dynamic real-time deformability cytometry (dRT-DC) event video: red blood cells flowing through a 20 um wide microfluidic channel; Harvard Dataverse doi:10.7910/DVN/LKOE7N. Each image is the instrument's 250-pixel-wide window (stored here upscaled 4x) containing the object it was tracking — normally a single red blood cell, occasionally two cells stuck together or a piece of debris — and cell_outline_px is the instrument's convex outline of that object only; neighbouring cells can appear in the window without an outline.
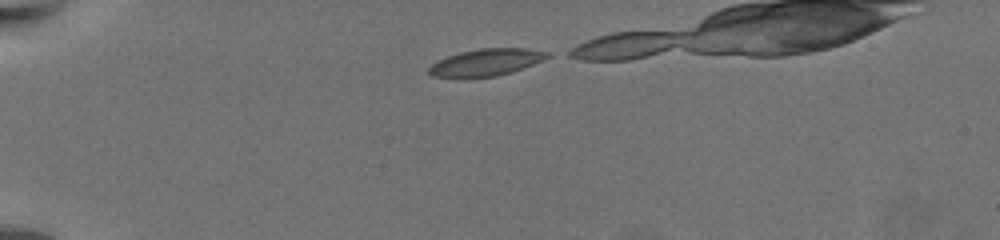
{"species": "common noctule bat (a hibernating species)", "species_latin": "Nyctalus noctula", "temperature_condition": "warm", "stored_images_in_passage": 38, "camera_frame_rate_fps": 3000, "um_per_image_px": 0.085, "animal": {"sex": "female", "body_mass_g": 19.5, "forearm_length_mm": 54.1}, "frame": {"image": 1, "passage_image": 1, "time_ms": 0.0, "image_size_px": [1000, 240], "cell_outline_px": [[552, 56], [544, 60], [512, 72], [496, 76], [432, 76], [428, 72], [428, 68], [432, 64], [448, 56], [460, 52], [480, 48], [524, 48], [548, 52]], "centroid_in_image_um": [41.39, 5.27], "position_along_channel_um": 43.6, "area_um2": 18.21}}
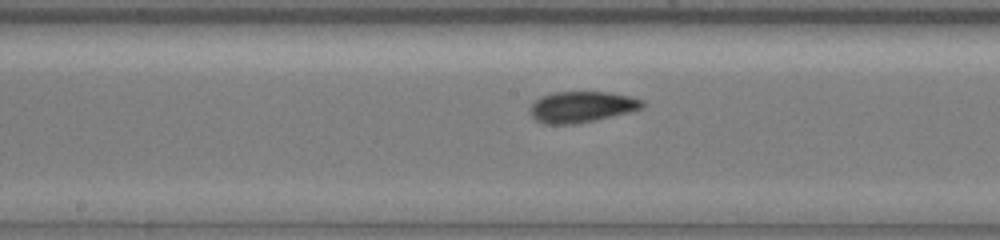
{"frame": {"image": 2, "passage_image": 19, "time_ms": 6.0, "image_size_px": [1000, 240], "cell_outline_px": [[644, 104], [640, 108], [628, 112], [576, 124], [544, 124], [536, 120], [532, 116], [532, 104], [540, 96], [552, 92], [608, 92], [632, 96], [644, 100]], "centroid_in_image_um": [49.44, 9.07], "position_along_channel_um": 198.8, "area_um2": 20.11}}
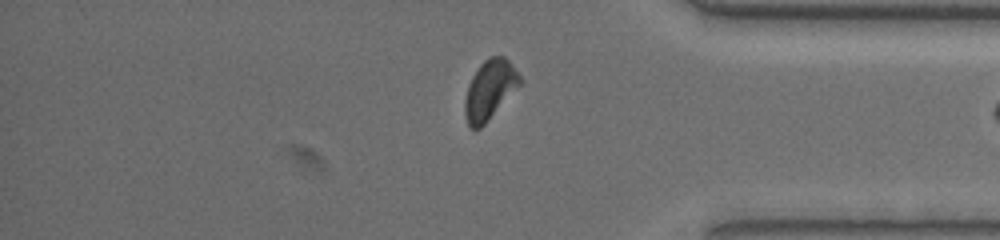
{"frame": {"image": 3, "passage_image": 37, "time_ms": 12.0, "image_size_px": [1000, 240], "cell_outline_px": [[520, 84], [484, 124], [480, 128], [472, 128], [468, 124], [464, 112], [464, 100], [468, 84], [472, 76], [480, 64], [488, 56], [504, 56], [508, 60], [520, 76]], "centroid_in_image_um": [41.59, 7.6], "position_along_channel_um": 393.6, "area_um2": 18.61}}